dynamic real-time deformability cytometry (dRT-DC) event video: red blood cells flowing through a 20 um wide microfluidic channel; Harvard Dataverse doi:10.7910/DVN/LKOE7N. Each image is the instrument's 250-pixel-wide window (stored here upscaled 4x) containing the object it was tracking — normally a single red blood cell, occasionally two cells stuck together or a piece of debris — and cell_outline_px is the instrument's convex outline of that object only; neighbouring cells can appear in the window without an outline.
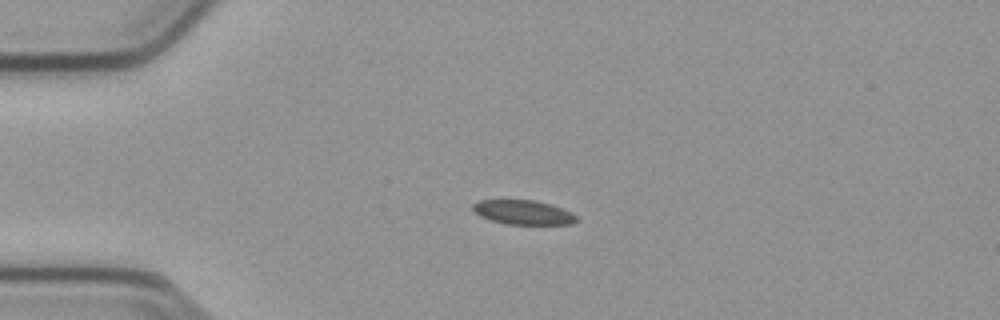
{"species": "common noctule bat (a hibernating species)", "species_latin": "Nyctalus noctula", "temperature_condition": "cold", "stored_images_in_passage": 42, "camera_frame_rate_fps": 3000, "um_per_image_px": 0.085, "animal": {"sex": "male", "body_mass_g": 23.1, "forearm_length_mm": 52.7}, "frame": {"image": 1, "passage_image": 1, "time_ms": 0.0, "image_size_px": [1000, 320], "cell_outline_px": [[580, 220], [572, 224], [504, 224], [480, 216], [472, 208], [472, 204], [480, 200], [536, 200], [552, 204], [572, 212]], "centroid_in_image_um": [44.52, 18.05], "position_along_channel_um": 40.5, "area_um2": 14.8}}
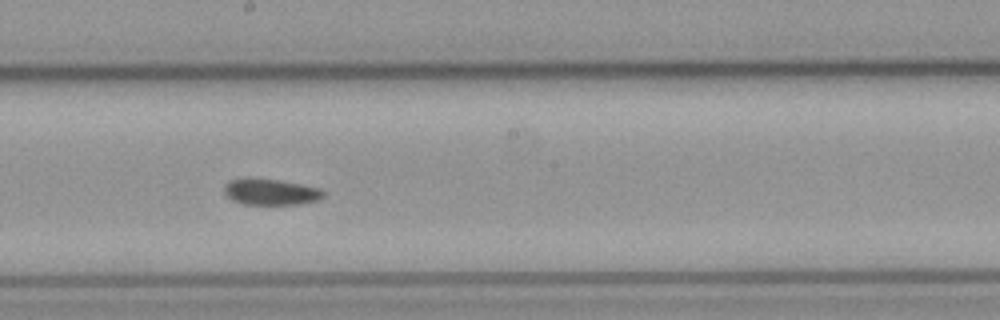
{"frame": {"image": 2, "passage_image": 18, "time_ms": 5.667, "image_size_px": [1000, 320], "cell_outline_px": [[324, 196], [316, 200], [296, 204], [244, 204], [232, 200], [224, 192], [224, 184], [232, 180], [244, 176], [248, 176], [280, 180], [320, 188], [324, 192]], "centroid_in_image_um": [22.95, 16.28], "position_along_channel_um": 225.2, "area_um2": 15.26}}
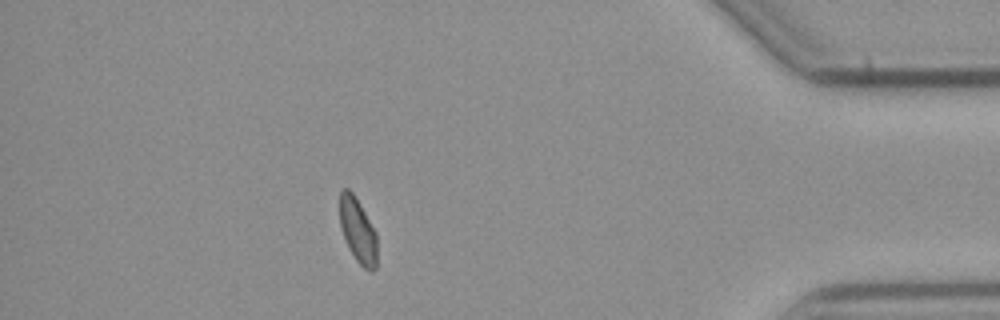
{"frame": {"image": 3, "passage_image": 36, "time_ms": 11.667, "image_size_px": [1000, 320], "cell_outline_px": [[376, 268], [372, 272], [364, 268], [356, 260], [348, 248], [340, 224], [340, 192], [344, 188], [348, 188], [356, 196], [376, 232]], "centroid_in_image_um": [30.41, 19.58], "position_along_channel_um": 404.8, "area_um2": 14.05}, "authors_computed_cell_mechanics": {"area_um2": 15.2303, "velocity_mm_per_s": 3.7714, "shape_relaxation_time_tau1_ms": 4.3803, "shape_relaxation_time_tau2_ms": 6.5252, "deformation_change_tau1": 0.0578, "deformation_change_tau2": 0.0874}}